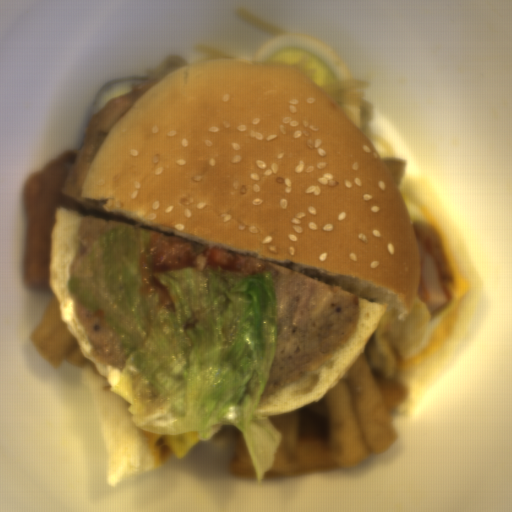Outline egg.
Masks as SVG:
<instances>
[{
  "label": "egg",
  "mask_w": 512,
  "mask_h": 512,
  "mask_svg": "<svg viewBox=\"0 0 512 512\" xmlns=\"http://www.w3.org/2000/svg\"><path fill=\"white\" fill-rule=\"evenodd\" d=\"M404 200L406 203V207H407L410 219H416V220H420L423 222H427V220L425 219V217L423 216V214L421 213V211L419 210V208L416 205H414L408 199H404Z\"/></svg>",
  "instance_id": "obj_4"
},
{
  "label": "egg",
  "mask_w": 512,
  "mask_h": 512,
  "mask_svg": "<svg viewBox=\"0 0 512 512\" xmlns=\"http://www.w3.org/2000/svg\"><path fill=\"white\" fill-rule=\"evenodd\" d=\"M252 60L296 65L324 90L330 85L355 78L347 63L334 49L304 33H284L258 48Z\"/></svg>",
  "instance_id": "obj_1"
},
{
  "label": "egg",
  "mask_w": 512,
  "mask_h": 512,
  "mask_svg": "<svg viewBox=\"0 0 512 512\" xmlns=\"http://www.w3.org/2000/svg\"><path fill=\"white\" fill-rule=\"evenodd\" d=\"M337 104V103H336ZM344 113L356 124L361 130L362 127V113L359 108L352 104H337Z\"/></svg>",
  "instance_id": "obj_3"
},
{
  "label": "egg",
  "mask_w": 512,
  "mask_h": 512,
  "mask_svg": "<svg viewBox=\"0 0 512 512\" xmlns=\"http://www.w3.org/2000/svg\"><path fill=\"white\" fill-rule=\"evenodd\" d=\"M447 304H448V302L434 314L429 312V319L426 322V324L424 325V327L421 331V334L408 357L415 356L417 353H419L422 349H424L427 346L429 340L431 339L432 335L434 334L436 328L438 327V325L445 313Z\"/></svg>",
  "instance_id": "obj_2"
}]
</instances>
